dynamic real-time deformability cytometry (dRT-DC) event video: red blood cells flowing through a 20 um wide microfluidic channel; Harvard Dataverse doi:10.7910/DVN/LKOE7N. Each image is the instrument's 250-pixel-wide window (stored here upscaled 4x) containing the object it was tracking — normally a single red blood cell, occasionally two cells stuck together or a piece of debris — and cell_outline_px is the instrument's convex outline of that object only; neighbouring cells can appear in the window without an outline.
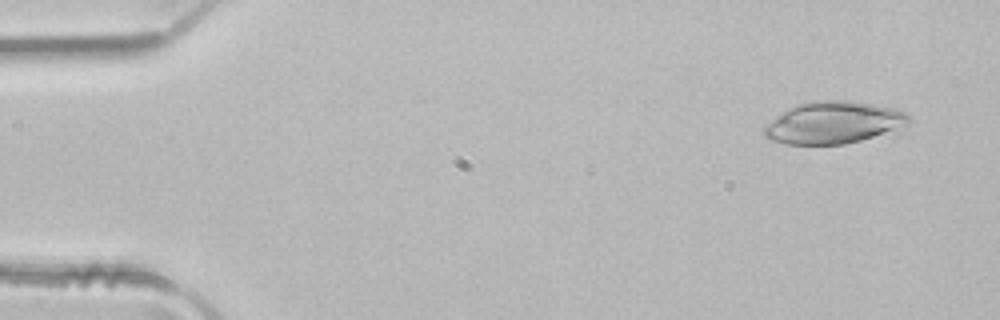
{"species": "common noctule bat (a hibernating species)", "species_latin": "Nyctalus noctula", "temperature_condition": "room temperature", "stored_images_in_passage": 4, "camera_frame_rate_fps": 3000, "um_per_image_px": 0.085, "animal": {"sex": "male", "body_mass_g": 21.5, "forearm_length_mm": 52.0}, "frame": {"image": 1, "passage_image": 1, "time_ms": 0.0, "image_size_px": [1000, 320], "cell_outline_px": [[912, 120], [908, 124], [860, 140], [844, 144], [788, 144], [768, 140], [764, 136], [764, 124], [788, 108], [796, 104], [812, 100], [844, 100], [872, 104], [892, 108], [904, 112]], "centroid_in_image_um": [70.75, 10.41], "position_along_channel_um": 14.2, "area_um2": 35.14}}